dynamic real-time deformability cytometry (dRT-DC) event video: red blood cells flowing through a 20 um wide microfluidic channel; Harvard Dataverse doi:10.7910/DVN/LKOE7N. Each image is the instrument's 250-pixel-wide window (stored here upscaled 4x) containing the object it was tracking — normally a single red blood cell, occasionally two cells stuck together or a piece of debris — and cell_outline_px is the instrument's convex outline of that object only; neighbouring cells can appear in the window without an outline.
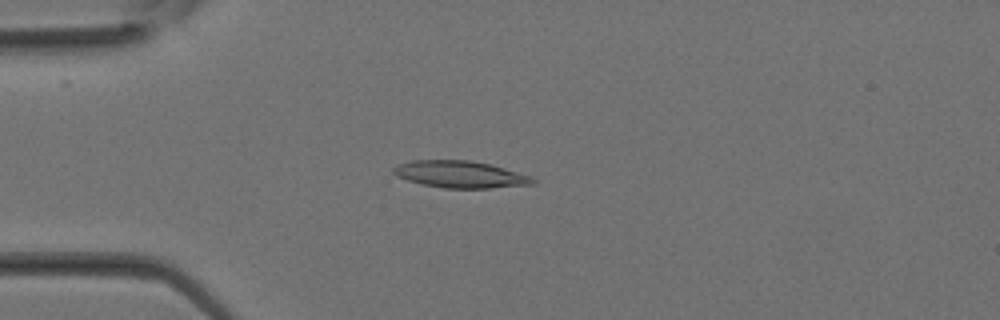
{"species": "Egyptian fruit bat (a non-hibernating species)", "species_latin": "Rousettus aegyptiacus", "temperature_condition": "room temperature", "stored_images_in_passage": 34, "camera_frame_rate_fps": 3000, "um_per_image_px": 0.085, "animal": {"sex": "female"}, "frame": {"image": 1, "passage_image": 9, "time_ms": 2.667, "image_size_px": [1000, 320], "cell_outline_px": [[536, 184], [488, 188], [444, 188], [420, 184], [396, 176], [392, 172], [392, 168], [400, 164], [412, 160], [468, 160], [492, 164], [532, 176], [536, 180]], "centroid_in_image_um": [39.14, 14.82], "position_along_channel_um": 45.9, "area_um2": 22.02}}
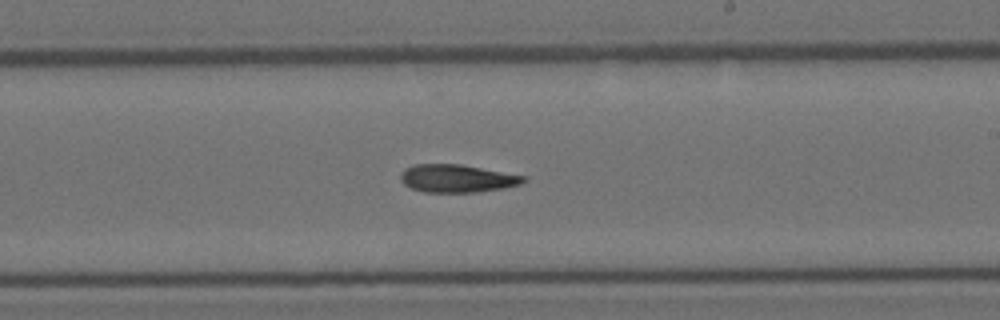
{"frame": {"image": 2, "passage_image": 20, "time_ms": 6.333, "image_size_px": [1000, 320], "cell_outline_px": [[528, 180], [520, 184], [504, 188], [476, 192], [424, 192], [412, 188], [404, 184], [400, 180], [400, 172], [404, 168], [416, 164], [460, 164], [528, 176]], "centroid_in_image_um": [38.86, 15.16], "position_along_channel_um": 250.1, "area_um2": 20.11}}
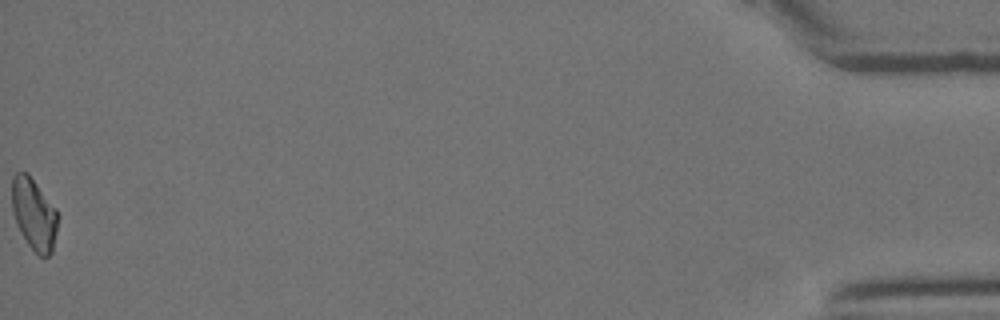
{"frame": {"image": 3, "passage_image": 34, "time_ms": 11.0, "image_size_px": [1000, 320], "cell_outline_px": [[56, 232], [52, 252], [48, 256], [40, 256], [28, 244], [16, 224], [12, 212], [12, 176], [16, 172], [28, 172], [56, 208]], "centroid_in_image_um": [2.86, 18.16], "position_along_channel_um": 432.3, "area_um2": 19.02}}